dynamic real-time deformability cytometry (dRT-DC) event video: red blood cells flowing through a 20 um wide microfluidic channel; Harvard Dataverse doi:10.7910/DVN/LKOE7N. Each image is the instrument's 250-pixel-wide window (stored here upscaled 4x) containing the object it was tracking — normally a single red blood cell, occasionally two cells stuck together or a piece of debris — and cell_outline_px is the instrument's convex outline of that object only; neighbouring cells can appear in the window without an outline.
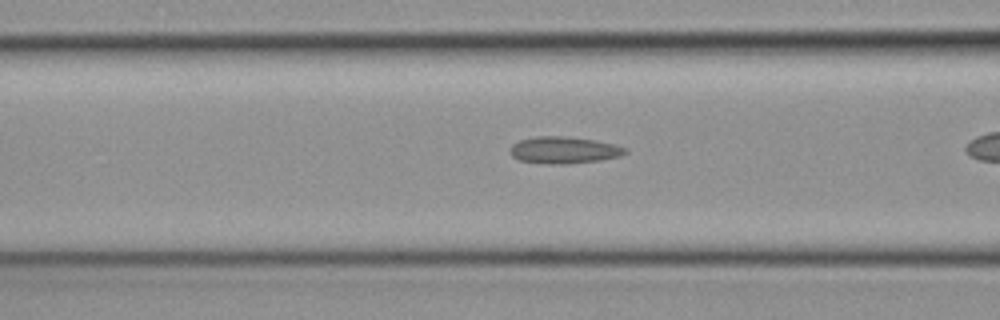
{"species": "common noctule bat (a hibernating species)", "species_latin": "Nyctalus noctula", "temperature_condition": "cold", "stored_images_in_passage": 28, "camera_frame_rate_fps": 3000, "um_per_image_px": 0.085, "animal": {"sex": "female", "body_mass_g": 19.3, "forearm_length_mm": 54.1}, "frame": {"image": 1, "passage_image": 9, "time_ms": 2.667, "image_size_px": [1000, 320], "cell_outline_px": [[628, 152], [620, 156], [600, 160], [568, 164], [548, 164], [520, 160], [512, 156], [512, 144], [520, 140], [536, 136], [564, 136], [596, 140], [616, 144], [628, 148]], "centroid_in_image_um": [48.0, 12.75], "position_along_channel_um": 118.6, "area_um2": 18.03}}
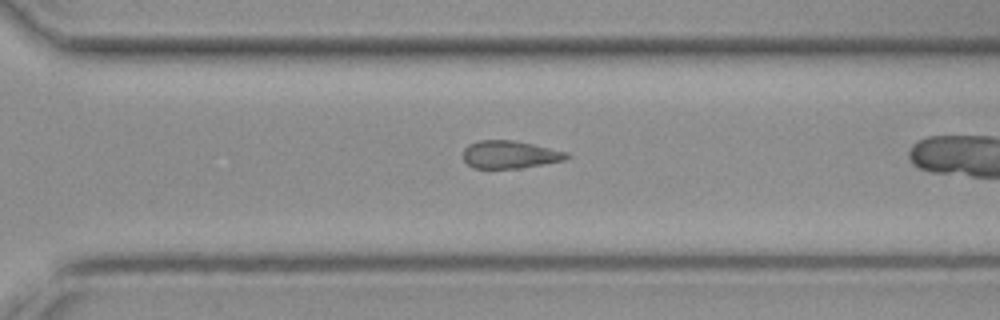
{"frame": {"image": 2, "passage_image": 24, "time_ms": 7.667, "image_size_px": [1000, 320], "cell_outline_px": [[572, 156], [564, 160], [520, 168], [472, 168], [464, 160], [464, 148], [468, 144], [476, 140], [512, 140], [532, 144], [568, 152]], "centroid_in_image_um": [43.33, 13.13], "position_along_channel_um": 327.3, "area_um2": 16.7}}